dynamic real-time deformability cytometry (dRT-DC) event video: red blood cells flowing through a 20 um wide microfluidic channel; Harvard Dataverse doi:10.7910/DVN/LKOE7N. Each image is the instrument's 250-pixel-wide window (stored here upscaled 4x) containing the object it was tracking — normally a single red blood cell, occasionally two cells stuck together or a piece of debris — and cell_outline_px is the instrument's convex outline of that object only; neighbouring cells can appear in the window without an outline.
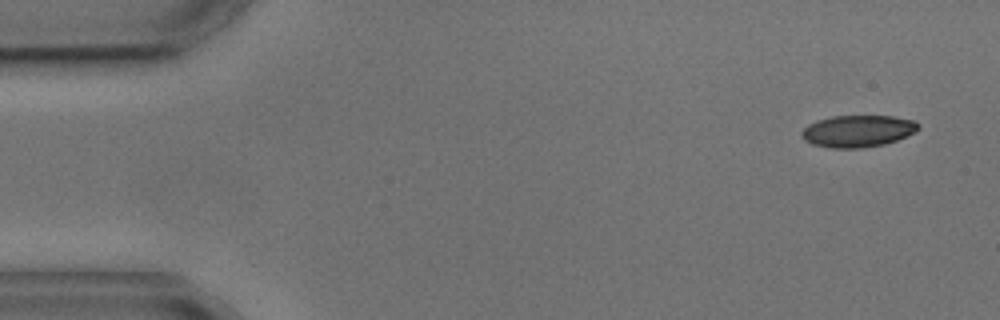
{"species": "common noctule bat (a hibernating species)", "species_latin": "Nyctalus noctula", "temperature_condition": "cold", "stored_images_in_passage": 7, "camera_frame_rate_fps": 3000, "um_per_image_px": 0.085, "animal": {"sex": "male", "body_mass_g": 17.9, "forearm_length_mm": 54.2}, "frame": {"image": 1, "passage_image": 1, "time_ms": 0.0, "image_size_px": [1000, 320], "cell_outline_px": [[920, 128], [916, 132], [896, 140], [884, 144], [864, 148], [832, 148], [812, 144], [804, 140], [800, 132], [808, 124], [816, 120], [832, 116], [892, 116], [912, 120], [920, 124]], "centroid_in_image_um": [72.9, 11.14], "position_along_channel_um": 12.1, "area_um2": 21.79}}
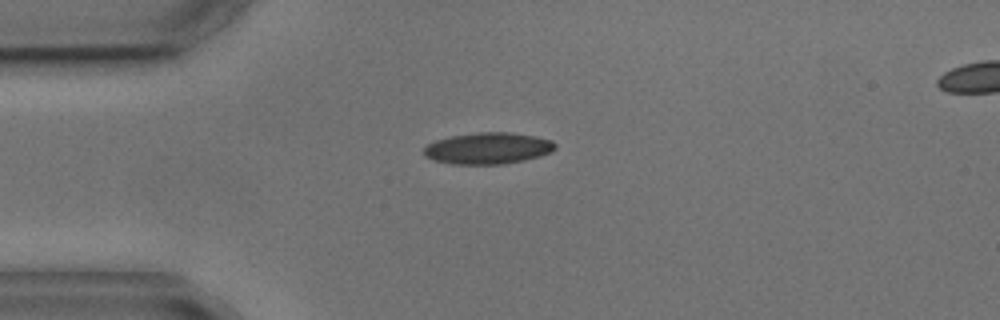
{"frame": {"image": 2, "passage_image": 3, "time_ms": 3.333, "image_size_px": [1000, 320], "cell_outline_px": [[556, 148], [552, 152], [540, 156], [524, 160], [504, 164], [452, 164], [432, 160], [424, 156], [424, 148], [428, 144], [436, 140], [452, 136], [480, 132], [512, 132], [536, 136], [552, 140], [556, 144]], "centroid_in_image_um": [41.5, 12.6], "position_along_channel_um": 43.5, "area_um2": 24.22}}
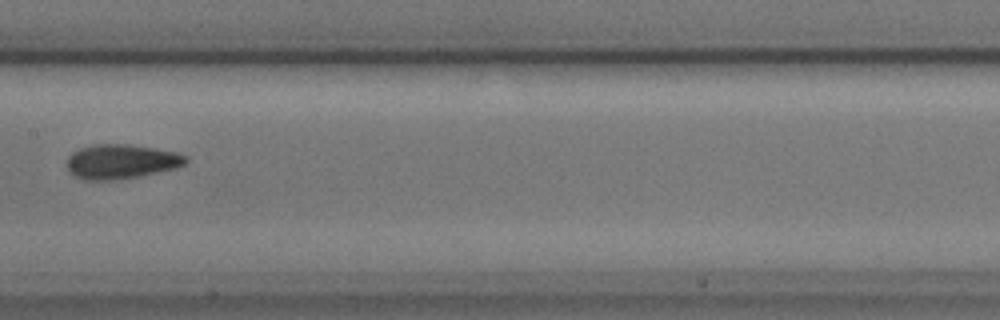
{"frame": {"image": 3, "passage_image": 7, "time_ms": 8.0, "image_size_px": [1000, 320], "cell_outline_px": [[188, 160], [184, 164], [176, 168], [140, 176], [112, 180], [84, 180], [72, 176], [68, 172], [68, 156], [72, 152], [80, 148], [92, 144], [128, 144], [156, 148], [176, 152], [188, 156]], "centroid_in_image_um": [10.28, 13.73], "position_along_channel_um": 197.1, "area_um2": 24.1}}